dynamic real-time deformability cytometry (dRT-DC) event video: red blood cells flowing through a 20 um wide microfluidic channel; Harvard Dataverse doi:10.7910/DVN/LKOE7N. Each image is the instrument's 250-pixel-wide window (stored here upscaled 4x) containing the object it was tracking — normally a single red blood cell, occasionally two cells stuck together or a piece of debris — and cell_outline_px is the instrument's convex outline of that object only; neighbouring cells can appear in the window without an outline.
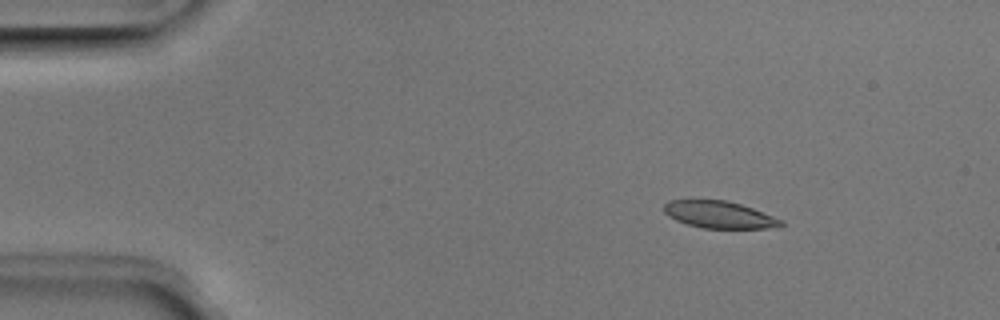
{"species": "Egyptian fruit bat (a non-hibernating species)", "species_latin": "Rousettus aegyptiacus", "temperature_condition": "room temperature", "stored_images_in_passage": 4, "camera_frame_rate_fps": 3000, "um_per_image_px": 0.085, "animal": {"sex": "male"}, "frame": {"image": 1, "passage_image": 2, "time_ms": 0.333, "image_size_px": [1000, 320], "cell_outline_px": [[784, 224], [780, 228], [704, 228], [688, 224], [676, 220], [668, 216], [664, 212], [664, 204], [668, 200], [724, 200], [740, 204], [752, 208], [784, 220]], "centroid_in_image_um": [61.17, 18.25], "position_along_channel_um": 23.8, "area_um2": 18.44}}